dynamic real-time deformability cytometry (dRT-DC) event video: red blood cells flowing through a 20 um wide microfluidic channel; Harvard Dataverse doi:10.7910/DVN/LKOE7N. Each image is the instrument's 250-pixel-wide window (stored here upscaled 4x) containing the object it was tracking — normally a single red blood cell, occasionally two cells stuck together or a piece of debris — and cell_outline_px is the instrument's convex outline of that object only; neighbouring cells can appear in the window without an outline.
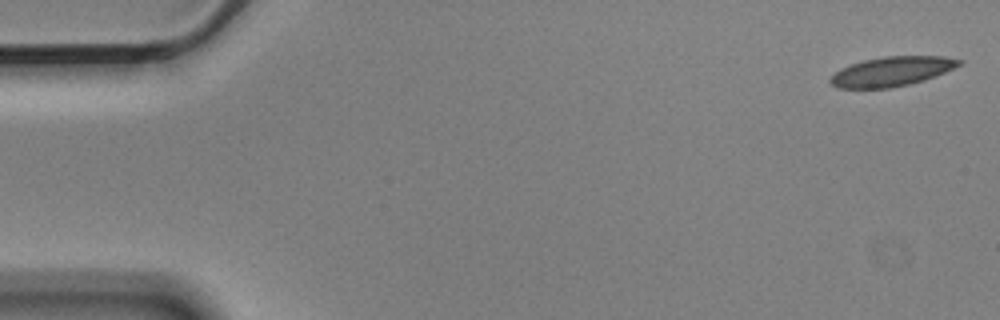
{"species": "Egyptian fruit bat (a non-hibernating species)", "species_latin": "Rousettus aegyptiacus", "temperature_condition": "cold", "stored_images_in_passage": 6, "camera_frame_rate_fps": 3000, "um_per_image_px": 0.085, "animal": {"sex": "male"}, "frame": {"image": 1, "passage_image": 1, "time_ms": 0.0, "image_size_px": [1000, 320], "cell_outline_px": [[964, 60], [960, 64], [936, 76], [924, 80], [892, 88], [836, 88], [828, 80], [840, 68], [864, 60], [884, 56], [940, 56]], "centroid_in_image_um": [75.78, 6.07], "position_along_channel_um": 9.2, "area_um2": 21.96}}